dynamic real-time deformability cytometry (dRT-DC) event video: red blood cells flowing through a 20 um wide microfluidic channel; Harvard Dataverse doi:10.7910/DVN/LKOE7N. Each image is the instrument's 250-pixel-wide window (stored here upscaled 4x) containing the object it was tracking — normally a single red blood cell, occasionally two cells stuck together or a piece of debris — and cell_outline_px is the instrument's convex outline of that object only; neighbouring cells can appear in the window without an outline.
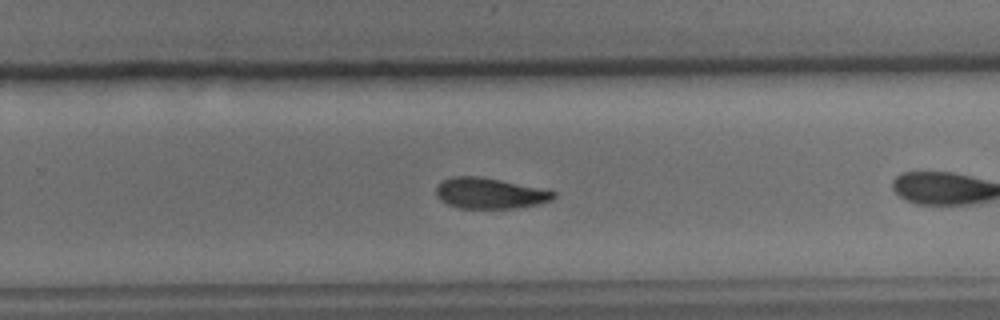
{"species": "common noctule bat (a hibernating species)", "species_latin": "Nyctalus noctula", "temperature_condition": "cold", "stored_images_in_passage": 23, "camera_frame_rate_fps": 3000, "um_per_image_px": 0.085, "animal": {"sex": "male", "body_mass_g": 15.6}, "frame": {"image": 1, "passage_image": 14, "time_ms": 4.333, "image_size_px": [1000, 320], "cell_outline_px": [[556, 196], [552, 200], [536, 204], [516, 208], [460, 208], [448, 204], [440, 200], [436, 196], [436, 184], [440, 180], [452, 176], [476, 176], [548, 188], [556, 192]], "centroid_in_image_um": [41.64, 16.41], "position_along_channel_um": 288.2, "area_um2": 21.39}}
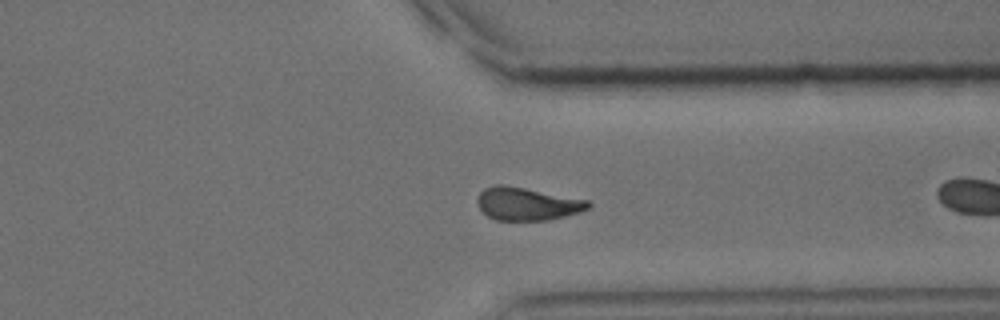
{"frame": {"image": 2, "passage_image": 20, "time_ms": 6.333, "image_size_px": [1000, 320], "cell_outline_px": [[592, 204], [588, 208], [580, 212], [564, 216], [544, 220], [496, 220], [488, 216], [476, 204], [476, 200], [480, 192], [484, 188], [496, 184], [504, 184], [588, 200]], "centroid_in_image_um": [44.77, 17.31], "position_along_channel_um": 366.6, "area_um2": 21.15}, "authors_computed_cell_mechanics": {"area_um2": 21.097, "velocity_mm_per_s": 3.9541, "shape_relaxation_time_tau1_ms": 0.7846, "shape_relaxation_time_tau2_ms": 3.4165, "deformation_change_tau1": 0.0568, "deformation_change_tau2": 0.1027}}